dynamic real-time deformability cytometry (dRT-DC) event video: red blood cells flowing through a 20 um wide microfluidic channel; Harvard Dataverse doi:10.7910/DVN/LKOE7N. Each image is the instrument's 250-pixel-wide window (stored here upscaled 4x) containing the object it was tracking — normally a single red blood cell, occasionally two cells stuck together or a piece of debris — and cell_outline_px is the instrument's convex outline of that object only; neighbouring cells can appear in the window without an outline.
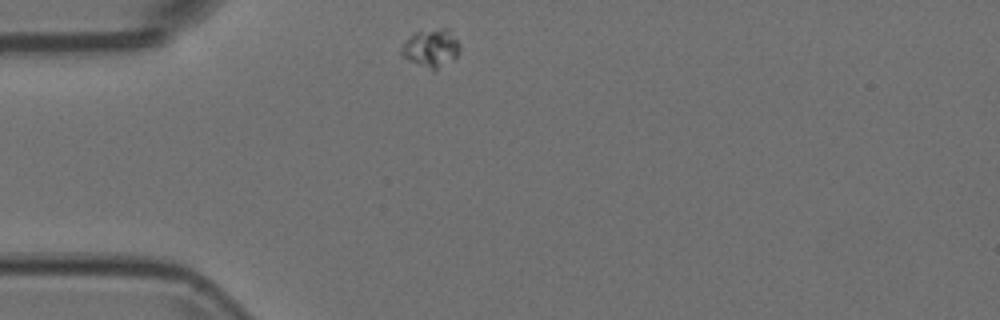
{"species": "Egyptian fruit bat (a non-hibernating species)", "species_latin": "Rousettus aegyptiacus", "temperature_condition": "room temperature", "stored_images_in_passage": 43, "camera_frame_rate_fps": 3000, "um_per_image_px": 0.085, "animal": {"sex": "female"}, "frame": {"image": 1, "passage_image": 1, "time_ms": 0.0, "image_size_px": [1000, 320], "cell_outline_px": [[460, 48], [456, 56], [452, 60], [432, 72], [408, 60], [400, 52], [404, 40], [416, 32], [440, 28], [448, 28], [460, 44]], "centroid_in_image_um": [36.63, 4.1], "position_along_channel_um": 48.4, "area_um2": 13.01}}
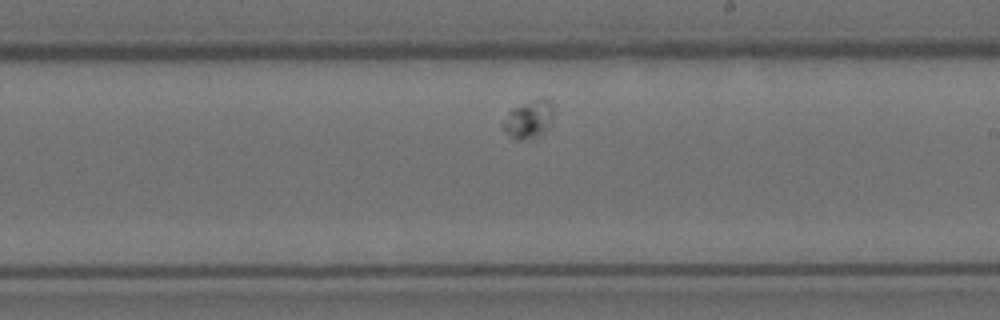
{"frame": {"image": 2, "passage_image": 19, "time_ms": 6.0, "image_size_px": [1000, 320], "cell_outline_px": [[556, 104], [552, 120], [540, 136], [508, 136], [500, 124], [508, 112], [512, 108], [540, 96], [548, 96]], "centroid_in_image_um": [45.01, 10.0], "position_along_channel_um": 244.0, "area_um2": 11.33}}
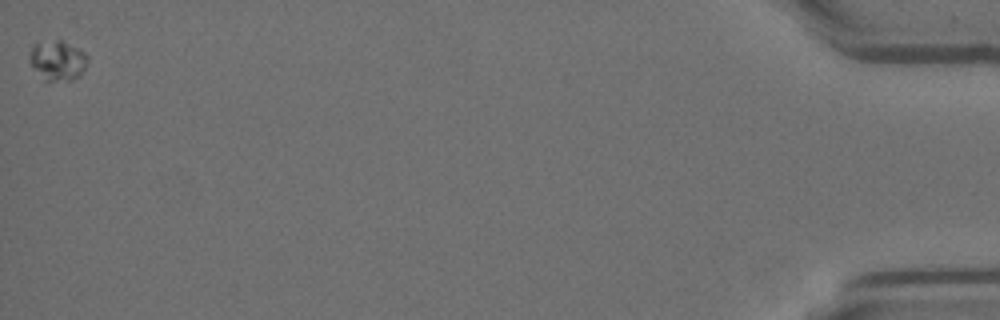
{"frame": {"image": 3, "passage_image": 43, "time_ms": 14.0, "image_size_px": [1000, 320], "cell_outline_px": [[88, 60], [84, 68], [72, 80], [44, 80], [28, 60], [28, 56], [32, 48], [36, 44], [56, 40], [60, 40], [84, 52], [88, 56]], "centroid_in_image_um": [4.88, 5.14], "position_along_channel_um": 430.3, "area_um2": 12.95}}